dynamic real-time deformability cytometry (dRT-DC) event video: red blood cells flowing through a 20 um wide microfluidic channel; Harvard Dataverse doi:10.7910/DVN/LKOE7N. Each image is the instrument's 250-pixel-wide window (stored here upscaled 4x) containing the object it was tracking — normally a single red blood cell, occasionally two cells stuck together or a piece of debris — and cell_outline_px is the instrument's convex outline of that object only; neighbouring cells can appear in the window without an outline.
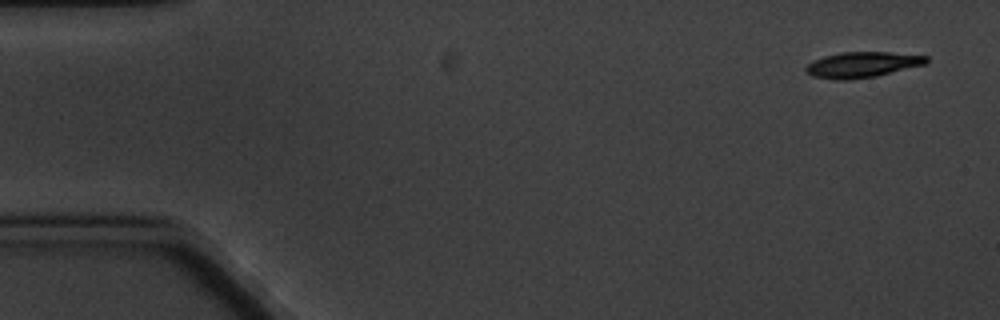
{"species": "common noctule bat (a hibernating species)", "species_latin": "Nyctalus noctula", "temperature_condition": "cold", "stored_images_in_passage": 5, "camera_frame_rate_fps": 3000, "um_per_image_px": 0.085, "animal": {"sex": "male", "body_mass_g": 20.1, "forearm_length_mm": 53.5}, "frame": {"image": 1, "passage_image": 1, "time_ms": 0.0, "image_size_px": [1000, 320], "cell_outline_px": [[928, 60], [924, 64], [876, 76], [848, 80], [840, 80], [812, 76], [804, 68], [812, 60], [824, 56], [840, 52], [888, 52], [928, 56]], "centroid_in_image_um": [73.25, 5.49], "position_along_channel_um": 11.7, "area_um2": 17.8}}
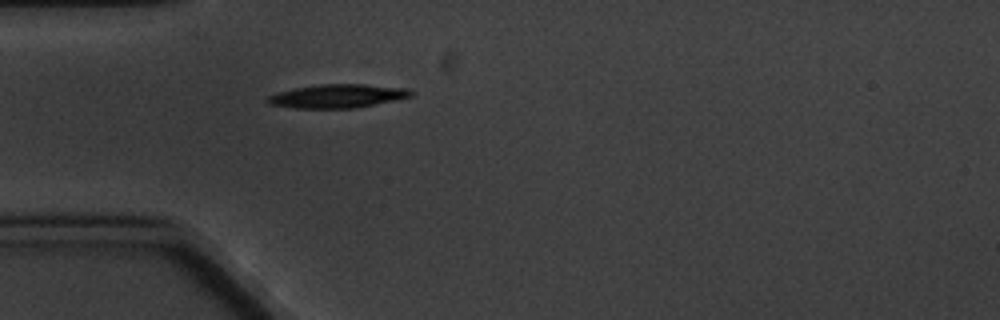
{"frame": {"image": 2, "passage_image": 5, "time_ms": 4.667, "image_size_px": [1000, 320], "cell_outline_px": [[412, 96], [396, 100], [356, 108], [296, 108], [268, 104], [264, 100], [268, 96], [276, 92], [296, 88], [320, 84], [364, 84], [408, 88], [412, 92]], "centroid_in_image_um": [28.67, 8.16], "position_along_channel_um": 56.3, "area_um2": 19.77}}